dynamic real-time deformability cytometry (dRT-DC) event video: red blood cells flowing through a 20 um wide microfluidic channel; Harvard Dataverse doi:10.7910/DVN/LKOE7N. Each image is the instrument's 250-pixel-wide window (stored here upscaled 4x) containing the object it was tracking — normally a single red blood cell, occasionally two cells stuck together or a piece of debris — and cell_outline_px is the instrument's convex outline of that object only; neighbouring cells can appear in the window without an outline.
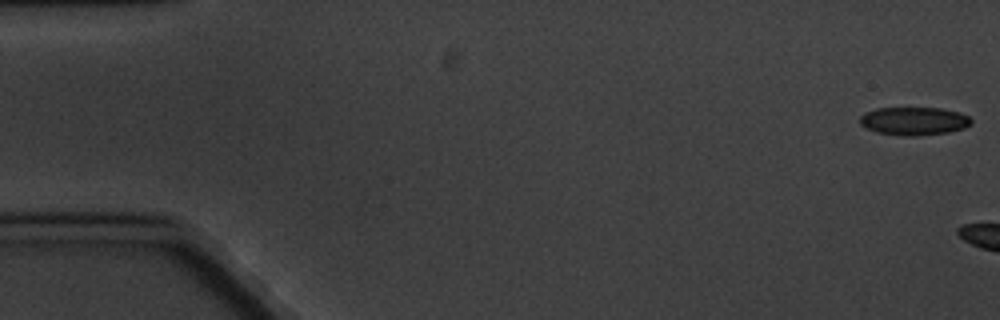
{"species": "common noctule bat (a hibernating species)", "species_latin": "Nyctalus noctula", "temperature_condition": "cold", "stored_images_in_passage": 3, "camera_frame_rate_fps": 3000, "um_per_image_px": 0.085, "animal": {"sex": "male", "body_mass_g": 20.1, "forearm_length_mm": 53.5}, "frame": {"image": 1, "passage_image": 1, "time_ms": 0.0, "image_size_px": [1000, 320], "cell_outline_px": [[972, 124], [964, 128], [948, 132], [916, 136], [908, 136], [876, 132], [860, 124], [860, 116], [864, 112], [876, 108], [940, 108], [960, 112], [968, 116], [972, 120]], "centroid_in_image_um": [77.7, 10.28], "position_along_channel_um": 7.3, "area_um2": 18.26}}